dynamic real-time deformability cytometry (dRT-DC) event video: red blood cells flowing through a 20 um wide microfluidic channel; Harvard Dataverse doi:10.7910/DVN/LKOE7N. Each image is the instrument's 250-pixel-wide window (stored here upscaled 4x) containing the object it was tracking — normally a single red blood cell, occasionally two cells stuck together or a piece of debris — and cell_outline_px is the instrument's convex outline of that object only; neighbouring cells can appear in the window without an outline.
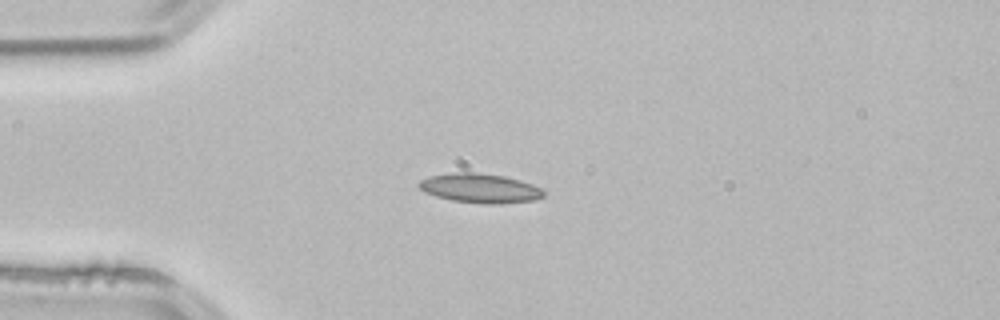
{"species": "common noctule bat (a hibernating species)", "species_latin": "Nyctalus noctula", "temperature_condition": "room temperature", "stored_images_in_passage": 3, "camera_frame_rate_fps": 3000, "um_per_image_px": 0.085, "animal": {"sex": "male", "body_mass_g": 21.5, "forearm_length_mm": 52.0}, "frame": {"image": 1, "passage_image": 2, "time_ms": 0.333, "image_size_px": [1000, 320], "cell_outline_px": [[544, 196], [532, 200], [500, 204], [484, 204], [452, 200], [436, 196], [424, 192], [416, 184], [420, 180], [428, 176], [456, 172], [472, 172], [504, 176], [520, 180], [532, 184], [540, 188], [544, 192]], "centroid_in_image_um": [40.77, 15.99], "position_along_channel_um": 44.2, "area_um2": 21.27}}
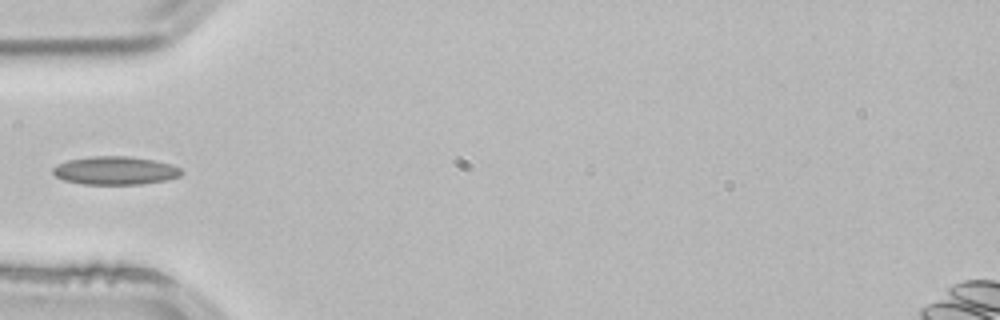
{"frame": {"image": 2, "passage_image": 3, "time_ms": 0.667, "image_size_px": [1000, 320], "cell_outline_px": [[184, 172], [180, 176], [168, 180], [140, 184], [84, 184], [64, 180], [56, 176], [52, 172], [52, 168], [56, 164], [68, 160], [92, 156], [128, 156], [152, 160], [172, 164], [180, 168]], "centroid_in_image_um": [9.8, 14.49], "position_along_channel_um": 75.2, "area_um2": 21.21}}